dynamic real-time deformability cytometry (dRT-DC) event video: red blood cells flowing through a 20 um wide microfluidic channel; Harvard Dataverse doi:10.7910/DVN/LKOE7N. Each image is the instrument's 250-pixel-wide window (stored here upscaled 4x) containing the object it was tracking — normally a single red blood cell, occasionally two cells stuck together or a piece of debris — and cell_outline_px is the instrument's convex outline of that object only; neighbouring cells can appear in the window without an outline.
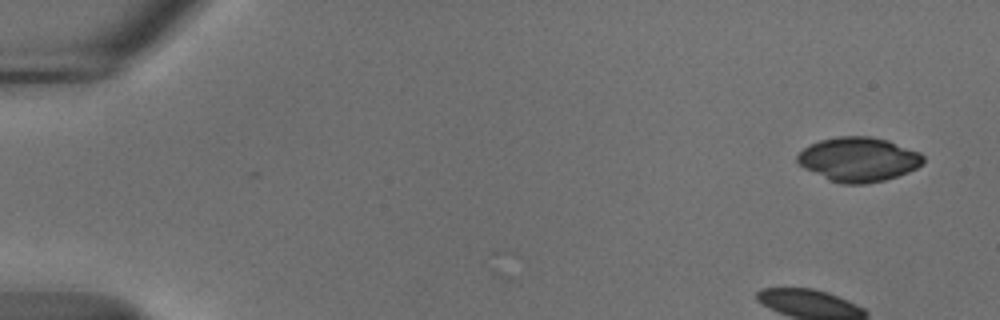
{"species": "common noctule bat (a hibernating species)", "species_latin": "Nyctalus noctula", "temperature_condition": "cold", "stored_images_in_passage": 22, "camera_frame_rate_fps": 3000, "um_per_image_px": 0.085, "animal": {"sex": "male", "body_mass_g": 18.8}, "frame": {"image": 1, "passage_image": 1, "time_ms": 0.0, "image_size_px": [1000, 320], "cell_outline_px": [[924, 160], [916, 168], [908, 172], [884, 180], [864, 184], [840, 184], [828, 180], [804, 168], [796, 160], [796, 156], [804, 148], [820, 140], [840, 136], [868, 136], [888, 140], [920, 152], [924, 156]], "centroid_in_image_um": [72.97, 13.55], "position_along_channel_um": 12.0, "area_um2": 32.43}}